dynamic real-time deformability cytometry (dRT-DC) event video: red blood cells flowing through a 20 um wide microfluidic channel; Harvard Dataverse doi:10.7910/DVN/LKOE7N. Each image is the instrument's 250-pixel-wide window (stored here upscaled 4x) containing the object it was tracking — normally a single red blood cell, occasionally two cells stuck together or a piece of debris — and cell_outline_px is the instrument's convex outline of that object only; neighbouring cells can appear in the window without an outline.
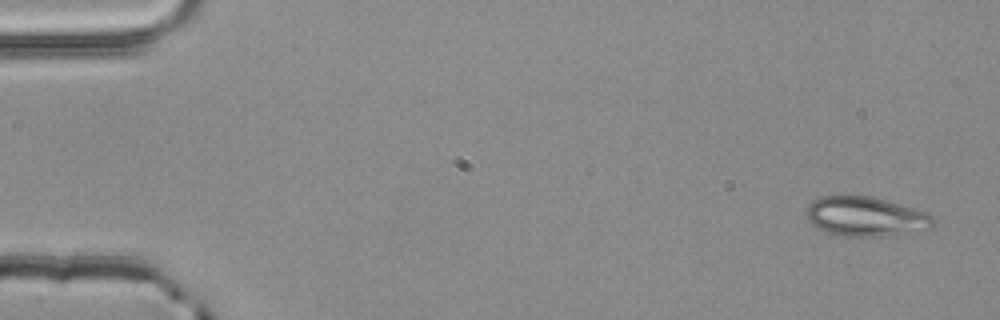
{"species": "common noctule bat (a hibernating species)", "species_latin": "Nyctalus noctula", "temperature_condition": "room temperature", "stored_images_in_passage": 4, "segment_of_instrument_passage": [2, 2], "camera_frame_rate_fps": 3000, "um_per_image_px": 0.085, "animal": {"sex": "male", "body_mass_g": 20.4}, "frame": {"image": 1, "passage_image": 4, "time_ms": 1.0, "image_size_px": [1000, 320], "cell_outline_px": [[936, 224], [932, 228], [884, 236], [844, 236], [828, 232], [816, 228], [804, 216], [804, 212], [808, 204], [812, 200], [820, 196], [872, 196], [928, 212], [936, 216]], "centroid_in_image_um": [73.58, 18.39], "position_along_channel_um": 11.4, "area_um2": 29.59}}